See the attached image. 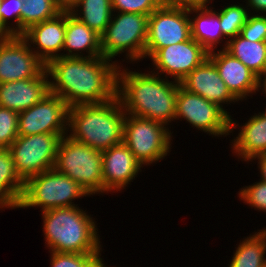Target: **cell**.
<instances>
[{"mask_svg":"<svg viewBox=\"0 0 266 267\" xmlns=\"http://www.w3.org/2000/svg\"><path fill=\"white\" fill-rule=\"evenodd\" d=\"M117 68L103 56L53 59L46 65L50 93L69 107L107 102L116 96Z\"/></svg>","mask_w":266,"mask_h":267,"instance_id":"6da1fadb","label":"cell"},{"mask_svg":"<svg viewBox=\"0 0 266 267\" xmlns=\"http://www.w3.org/2000/svg\"><path fill=\"white\" fill-rule=\"evenodd\" d=\"M121 64L117 68L118 96L126 114L157 120L165 125L175 122L180 83L164 78L151 70H130ZM171 123V124H170Z\"/></svg>","mask_w":266,"mask_h":267,"instance_id":"7a4b0ae2","label":"cell"},{"mask_svg":"<svg viewBox=\"0 0 266 267\" xmlns=\"http://www.w3.org/2000/svg\"><path fill=\"white\" fill-rule=\"evenodd\" d=\"M79 206L41 212L46 249L58 253H101L97 221Z\"/></svg>","mask_w":266,"mask_h":267,"instance_id":"3957f363","label":"cell"},{"mask_svg":"<svg viewBox=\"0 0 266 267\" xmlns=\"http://www.w3.org/2000/svg\"><path fill=\"white\" fill-rule=\"evenodd\" d=\"M125 116L117 95L104 103L70 107L68 136L96 150H107L123 142Z\"/></svg>","mask_w":266,"mask_h":267,"instance_id":"277c9868","label":"cell"},{"mask_svg":"<svg viewBox=\"0 0 266 267\" xmlns=\"http://www.w3.org/2000/svg\"><path fill=\"white\" fill-rule=\"evenodd\" d=\"M147 29L148 15L113 12L110 23L101 35L102 56L118 66L122 63L115 57H120V54H125L128 64L144 60Z\"/></svg>","mask_w":266,"mask_h":267,"instance_id":"5b68a950","label":"cell"},{"mask_svg":"<svg viewBox=\"0 0 266 267\" xmlns=\"http://www.w3.org/2000/svg\"><path fill=\"white\" fill-rule=\"evenodd\" d=\"M54 169L78 182L89 197L104 195L102 151L65 135L58 145Z\"/></svg>","mask_w":266,"mask_h":267,"instance_id":"8992f818","label":"cell"},{"mask_svg":"<svg viewBox=\"0 0 266 267\" xmlns=\"http://www.w3.org/2000/svg\"><path fill=\"white\" fill-rule=\"evenodd\" d=\"M88 196L78 182L53 168L29 178L24 183L18 208L37 207L44 212L55 208L79 206L74 200Z\"/></svg>","mask_w":266,"mask_h":267,"instance_id":"52a82bcc","label":"cell"},{"mask_svg":"<svg viewBox=\"0 0 266 267\" xmlns=\"http://www.w3.org/2000/svg\"><path fill=\"white\" fill-rule=\"evenodd\" d=\"M173 131L157 120L126 114L123 125V142L137 160L146 167L169 156Z\"/></svg>","mask_w":266,"mask_h":267,"instance_id":"ba28073f","label":"cell"},{"mask_svg":"<svg viewBox=\"0 0 266 267\" xmlns=\"http://www.w3.org/2000/svg\"><path fill=\"white\" fill-rule=\"evenodd\" d=\"M68 133L19 135L8 148L16 173L25 183L29 178L54 168L61 138Z\"/></svg>","mask_w":266,"mask_h":267,"instance_id":"9c48e42d","label":"cell"},{"mask_svg":"<svg viewBox=\"0 0 266 267\" xmlns=\"http://www.w3.org/2000/svg\"><path fill=\"white\" fill-rule=\"evenodd\" d=\"M184 120L190 126L213 137L231 134V116L219 105L189 92L181 85L178 89L175 120Z\"/></svg>","mask_w":266,"mask_h":267,"instance_id":"30bf717a","label":"cell"},{"mask_svg":"<svg viewBox=\"0 0 266 267\" xmlns=\"http://www.w3.org/2000/svg\"><path fill=\"white\" fill-rule=\"evenodd\" d=\"M191 37L189 9L162 3L148 16L145 58Z\"/></svg>","mask_w":266,"mask_h":267,"instance_id":"8fae6325","label":"cell"},{"mask_svg":"<svg viewBox=\"0 0 266 267\" xmlns=\"http://www.w3.org/2000/svg\"><path fill=\"white\" fill-rule=\"evenodd\" d=\"M69 106L49 93L41 101L18 113V135L68 133Z\"/></svg>","mask_w":266,"mask_h":267,"instance_id":"7c38bea8","label":"cell"},{"mask_svg":"<svg viewBox=\"0 0 266 267\" xmlns=\"http://www.w3.org/2000/svg\"><path fill=\"white\" fill-rule=\"evenodd\" d=\"M208 51L192 37L188 40L160 48L150 59L152 72L181 82L190 72L208 58ZM153 69V70H152Z\"/></svg>","mask_w":266,"mask_h":267,"instance_id":"4fadbf2b","label":"cell"},{"mask_svg":"<svg viewBox=\"0 0 266 267\" xmlns=\"http://www.w3.org/2000/svg\"><path fill=\"white\" fill-rule=\"evenodd\" d=\"M45 69L21 35L0 37V83L36 78Z\"/></svg>","mask_w":266,"mask_h":267,"instance_id":"5bb4252c","label":"cell"},{"mask_svg":"<svg viewBox=\"0 0 266 267\" xmlns=\"http://www.w3.org/2000/svg\"><path fill=\"white\" fill-rule=\"evenodd\" d=\"M141 168L142 164L124 142L102 151L104 194L126 189L142 172Z\"/></svg>","mask_w":266,"mask_h":267,"instance_id":"9a60e30c","label":"cell"},{"mask_svg":"<svg viewBox=\"0 0 266 267\" xmlns=\"http://www.w3.org/2000/svg\"><path fill=\"white\" fill-rule=\"evenodd\" d=\"M208 58L214 63L219 76L239 102L249 99L250 96L252 98L253 94L259 92L260 78L225 49L209 52Z\"/></svg>","mask_w":266,"mask_h":267,"instance_id":"2e32d148","label":"cell"},{"mask_svg":"<svg viewBox=\"0 0 266 267\" xmlns=\"http://www.w3.org/2000/svg\"><path fill=\"white\" fill-rule=\"evenodd\" d=\"M66 32V11L55 18L31 26L21 36L30 49L47 65L51 60L63 57Z\"/></svg>","mask_w":266,"mask_h":267,"instance_id":"e0dca14e","label":"cell"},{"mask_svg":"<svg viewBox=\"0 0 266 267\" xmlns=\"http://www.w3.org/2000/svg\"><path fill=\"white\" fill-rule=\"evenodd\" d=\"M180 85L189 92L198 94L207 101L213 102L223 108L230 116L225 106L240 103L231 94L225 82L219 76L214 63L207 58L192 72H190ZM226 104V105H225ZM224 106V107H223Z\"/></svg>","mask_w":266,"mask_h":267,"instance_id":"ac0fdd59","label":"cell"},{"mask_svg":"<svg viewBox=\"0 0 266 267\" xmlns=\"http://www.w3.org/2000/svg\"><path fill=\"white\" fill-rule=\"evenodd\" d=\"M49 93V76L45 69L36 78L0 83V106L20 113Z\"/></svg>","mask_w":266,"mask_h":267,"instance_id":"d6986e66","label":"cell"},{"mask_svg":"<svg viewBox=\"0 0 266 267\" xmlns=\"http://www.w3.org/2000/svg\"><path fill=\"white\" fill-rule=\"evenodd\" d=\"M246 123H238L231 116V133L237 127L238 135L233 137L229 144L232 148V155L242 162L248 163L255 156L266 154V117L262 116L259 112L253 113ZM241 126V127H240Z\"/></svg>","mask_w":266,"mask_h":267,"instance_id":"ffe728a7","label":"cell"},{"mask_svg":"<svg viewBox=\"0 0 266 267\" xmlns=\"http://www.w3.org/2000/svg\"><path fill=\"white\" fill-rule=\"evenodd\" d=\"M102 56L101 36L86 24L66 11V32L63 47V57Z\"/></svg>","mask_w":266,"mask_h":267,"instance_id":"44dd1931","label":"cell"},{"mask_svg":"<svg viewBox=\"0 0 266 267\" xmlns=\"http://www.w3.org/2000/svg\"><path fill=\"white\" fill-rule=\"evenodd\" d=\"M214 9L213 6L189 9L191 37L208 52L226 49L228 45V40L222 34L219 16Z\"/></svg>","mask_w":266,"mask_h":267,"instance_id":"7402d4cb","label":"cell"},{"mask_svg":"<svg viewBox=\"0 0 266 267\" xmlns=\"http://www.w3.org/2000/svg\"><path fill=\"white\" fill-rule=\"evenodd\" d=\"M24 182L16 173L9 149L0 148V209H18Z\"/></svg>","mask_w":266,"mask_h":267,"instance_id":"603a6c76","label":"cell"},{"mask_svg":"<svg viewBox=\"0 0 266 267\" xmlns=\"http://www.w3.org/2000/svg\"><path fill=\"white\" fill-rule=\"evenodd\" d=\"M254 232L237 244L228 267H266V227Z\"/></svg>","mask_w":266,"mask_h":267,"instance_id":"cb8c5ba5","label":"cell"},{"mask_svg":"<svg viewBox=\"0 0 266 267\" xmlns=\"http://www.w3.org/2000/svg\"><path fill=\"white\" fill-rule=\"evenodd\" d=\"M261 78L266 71V41L251 42L240 34L231 38L225 49Z\"/></svg>","mask_w":266,"mask_h":267,"instance_id":"d4e9b609","label":"cell"},{"mask_svg":"<svg viewBox=\"0 0 266 267\" xmlns=\"http://www.w3.org/2000/svg\"><path fill=\"white\" fill-rule=\"evenodd\" d=\"M70 12L101 36L113 15L112 1L80 0Z\"/></svg>","mask_w":266,"mask_h":267,"instance_id":"484cf974","label":"cell"},{"mask_svg":"<svg viewBox=\"0 0 266 267\" xmlns=\"http://www.w3.org/2000/svg\"><path fill=\"white\" fill-rule=\"evenodd\" d=\"M61 12L56 0H24L20 16V35L31 26L55 18Z\"/></svg>","mask_w":266,"mask_h":267,"instance_id":"4316f807","label":"cell"},{"mask_svg":"<svg viewBox=\"0 0 266 267\" xmlns=\"http://www.w3.org/2000/svg\"><path fill=\"white\" fill-rule=\"evenodd\" d=\"M214 11L219 16L222 34L228 41L240 34L250 14L246 5L236 2Z\"/></svg>","mask_w":266,"mask_h":267,"instance_id":"83f0119b","label":"cell"},{"mask_svg":"<svg viewBox=\"0 0 266 267\" xmlns=\"http://www.w3.org/2000/svg\"><path fill=\"white\" fill-rule=\"evenodd\" d=\"M23 3L24 0H1V37L20 35V16Z\"/></svg>","mask_w":266,"mask_h":267,"instance_id":"f1b7e54d","label":"cell"},{"mask_svg":"<svg viewBox=\"0 0 266 267\" xmlns=\"http://www.w3.org/2000/svg\"><path fill=\"white\" fill-rule=\"evenodd\" d=\"M50 253V267H97L101 253Z\"/></svg>","mask_w":266,"mask_h":267,"instance_id":"f546056e","label":"cell"},{"mask_svg":"<svg viewBox=\"0 0 266 267\" xmlns=\"http://www.w3.org/2000/svg\"><path fill=\"white\" fill-rule=\"evenodd\" d=\"M18 136V113L0 106V148L8 149Z\"/></svg>","mask_w":266,"mask_h":267,"instance_id":"4dcf8cb0","label":"cell"},{"mask_svg":"<svg viewBox=\"0 0 266 267\" xmlns=\"http://www.w3.org/2000/svg\"><path fill=\"white\" fill-rule=\"evenodd\" d=\"M240 201H244L249 208H254L260 212L266 213V183L258 181L252 185L243 186L238 191Z\"/></svg>","mask_w":266,"mask_h":267,"instance_id":"1f68e13d","label":"cell"},{"mask_svg":"<svg viewBox=\"0 0 266 267\" xmlns=\"http://www.w3.org/2000/svg\"><path fill=\"white\" fill-rule=\"evenodd\" d=\"M113 12L150 15L163 2L161 0H111Z\"/></svg>","mask_w":266,"mask_h":267,"instance_id":"d6a6232c","label":"cell"},{"mask_svg":"<svg viewBox=\"0 0 266 267\" xmlns=\"http://www.w3.org/2000/svg\"><path fill=\"white\" fill-rule=\"evenodd\" d=\"M240 35L251 42L266 41V15L249 14Z\"/></svg>","mask_w":266,"mask_h":267,"instance_id":"836d02e7","label":"cell"},{"mask_svg":"<svg viewBox=\"0 0 266 267\" xmlns=\"http://www.w3.org/2000/svg\"><path fill=\"white\" fill-rule=\"evenodd\" d=\"M212 1L214 0H166L165 3L176 7L191 9L212 7Z\"/></svg>","mask_w":266,"mask_h":267,"instance_id":"e575fe53","label":"cell"},{"mask_svg":"<svg viewBox=\"0 0 266 267\" xmlns=\"http://www.w3.org/2000/svg\"><path fill=\"white\" fill-rule=\"evenodd\" d=\"M246 1V2H245ZM250 14L266 15V0H244ZM253 12H252V11Z\"/></svg>","mask_w":266,"mask_h":267,"instance_id":"d590c367","label":"cell"},{"mask_svg":"<svg viewBox=\"0 0 266 267\" xmlns=\"http://www.w3.org/2000/svg\"><path fill=\"white\" fill-rule=\"evenodd\" d=\"M253 160L258 163L257 168H259L258 171L261 177L260 181L266 183V154L255 156L247 164H249L250 162H254Z\"/></svg>","mask_w":266,"mask_h":267,"instance_id":"8d00e7d4","label":"cell"},{"mask_svg":"<svg viewBox=\"0 0 266 267\" xmlns=\"http://www.w3.org/2000/svg\"><path fill=\"white\" fill-rule=\"evenodd\" d=\"M80 0H56L62 11H70Z\"/></svg>","mask_w":266,"mask_h":267,"instance_id":"74e56055","label":"cell"},{"mask_svg":"<svg viewBox=\"0 0 266 267\" xmlns=\"http://www.w3.org/2000/svg\"><path fill=\"white\" fill-rule=\"evenodd\" d=\"M259 91H261L262 94L266 95V71H265L264 75L260 78V89H259Z\"/></svg>","mask_w":266,"mask_h":267,"instance_id":"f35d334b","label":"cell"},{"mask_svg":"<svg viewBox=\"0 0 266 267\" xmlns=\"http://www.w3.org/2000/svg\"><path fill=\"white\" fill-rule=\"evenodd\" d=\"M103 259H104V258L102 257V259L99 261L97 267H109V266H106V265H108V264L104 263V260H103ZM110 267H111V266H110ZM112 267H113V266H112ZM114 267H116V266H114Z\"/></svg>","mask_w":266,"mask_h":267,"instance_id":"ab89813d","label":"cell"},{"mask_svg":"<svg viewBox=\"0 0 266 267\" xmlns=\"http://www.w3.org/2000/svg\"><path fill=\"white\" fill-rule=\"evenodd\" d=\"M264 96H266V95H264ZM266 98V97H265ZM266 105V104H265ZM262 116H264V117H266V106H265V111H263V112H259Z\"/></svg>","mask_w":266,"mask_h":267,"instance_id":"60d3db41","label":"cell"},{"mask_svg":"<svg viewBox=\"0 0 266 267\" xmlns=\"http://www.w3.org/2000/svg\"><path fill=\"white\" fill-rule=\"evenodd\" d=\"M1 2V0H0ZM0 37H1V16H0Z\"/></svg>","mask_w":266,"mask_h":267,"instance_id":"b9f144b4","label":"cell"}]
</instances>
